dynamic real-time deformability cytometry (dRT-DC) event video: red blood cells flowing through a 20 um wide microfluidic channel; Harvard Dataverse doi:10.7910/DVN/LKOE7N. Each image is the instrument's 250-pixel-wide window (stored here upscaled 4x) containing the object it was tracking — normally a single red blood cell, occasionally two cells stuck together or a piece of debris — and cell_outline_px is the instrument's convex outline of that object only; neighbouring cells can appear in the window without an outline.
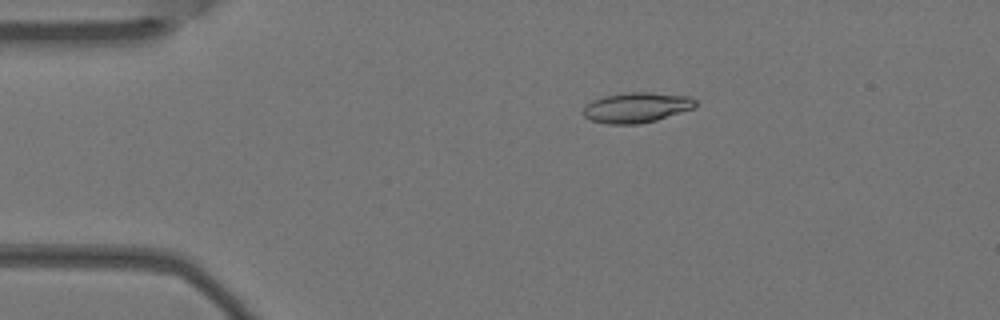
{"species": "Egyptian fruit bat (a non-hibernating species)", "species_latin": "Rousettus aegyptiacus", "temperature_condition": "warm", "stored_images_in_passage": 8, "camera_frame_rate_fps": 3000, "um_per_image_px": 0.085, "animal": {"sex": "female"}, "frame": {"image": 1, "passage_image": 3, "time_ms": 0.667, "image_size_px": [1000, 320], "cell_outline_px": [[696, 108], [656, 120], [640, 124], [608, 124], [592, 120], [584, 116], [584, 104], [592, 100], [604, 96], [632, 92], [652, 92], [692, 96], [696, 100]], "centroid_in_image_um": [54.15, 9.13], "position_along_channel_um": 30.8, "area_um2": 19.94}}
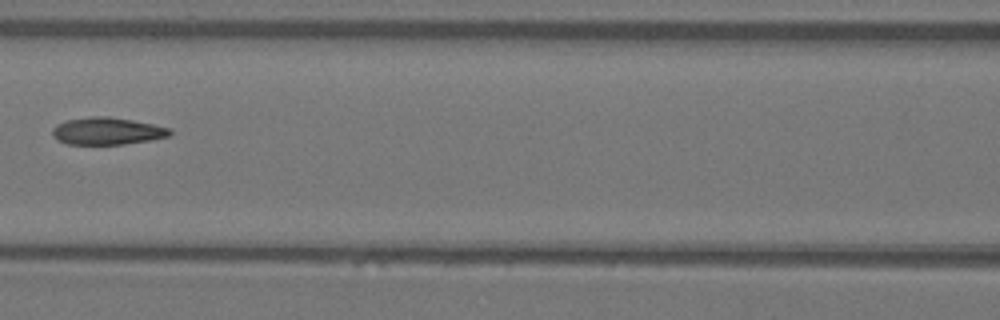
{"frame": {"image": 2, "passage_image": 7, "time_ms": 2.0, "image_size_px": [1000, 320], "cell_outline_px": [[172, 132], [168, 136], [148, 140], [124, 144], [64, 144], [56, 140], [52, 136], [52, 128], [56, 124], [68, 120], [92, 116], [108, 116], [132, 120], [172, 128]], "centroid_in_image_um": [9.07, 11.14], "position_along_channel_um": 157.5, "area_um2": 18.67}}
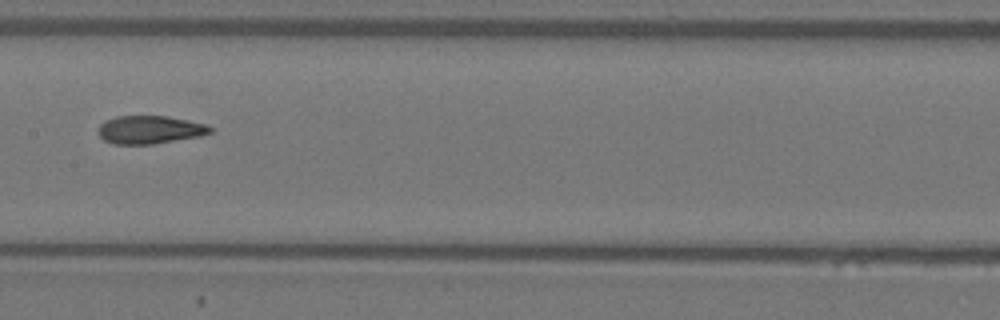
{"frame": {"image": 3, "passage_image": 8, "time_ms": 2.333, "image_size_px": [1000, 320], "cell_outline_px": [[212, 132], [200, 136], [152, 144], [112, 144], [104, 140], [96, 132], [100, 124], [104, 120], [116, 116], [168, 116], [208, 124], [212, 128]], "centroid_in_image_um": [12.71, 11.02], "position_along_channel_um": 194.7, "area_um2": 18.5}}